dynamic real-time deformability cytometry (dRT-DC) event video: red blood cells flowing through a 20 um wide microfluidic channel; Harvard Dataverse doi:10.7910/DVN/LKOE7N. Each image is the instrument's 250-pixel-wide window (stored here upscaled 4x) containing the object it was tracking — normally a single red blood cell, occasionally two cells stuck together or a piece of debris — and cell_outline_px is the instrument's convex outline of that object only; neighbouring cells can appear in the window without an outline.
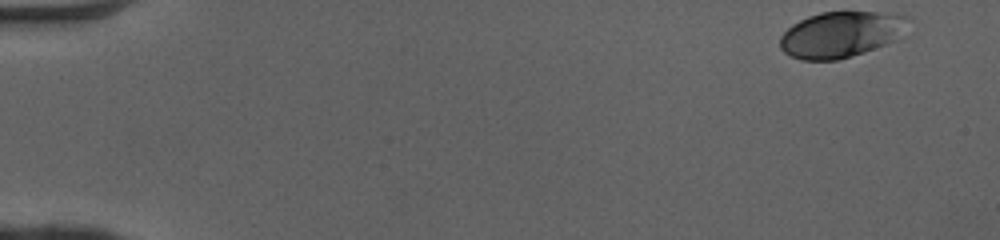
{"species": "human", "species_latin": "Homo sapiens", "temperature_condition": "cold", "stored_images_in_passage": 49, "camera_frame_rate_fps": 3000, "um_per_image_px": 0.085, "donor": {"sex": "female"}, "frame": {"image": 1, "passage_image": 1, "time_ms": 0.0, "image_size_px": [1000, 240], "cell_outline_px": [[912, 20], [896, 40], [888, 44], [864, 52], [836, 60], [800, 60], [784, 52], [780, 48], [780, 36], [792, 24], [808, 16], [820, 12], [880, 12], [908, 16]], "centroid_in_image_um": [71.5, 2.92], "position_along_channel_um": 13.5, "area_um2": 34.39}}
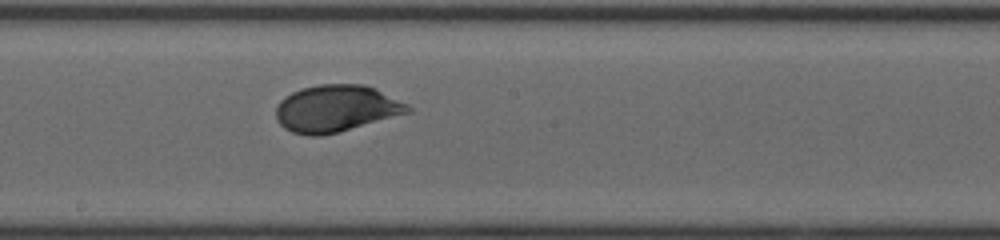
{"frame": {"image": 2, "passage_image": 27, "time_ms": 8.667, "image_size_px": [1000, 240], "cell_outline_px": [[412, 112], [340, 132], [320, 136], [308, 136], [292, 132], [284, 128], [276, 120], [276, 108], [280, 100], [284, 96], [300, 88], [320, 84], [364, 84], [376, 88], [408, 104], [412, 108]], "centroid_in_image_um": [28.58, 9.23], "position_along_channel_um": 219.6, "area_um2": 36.47}}
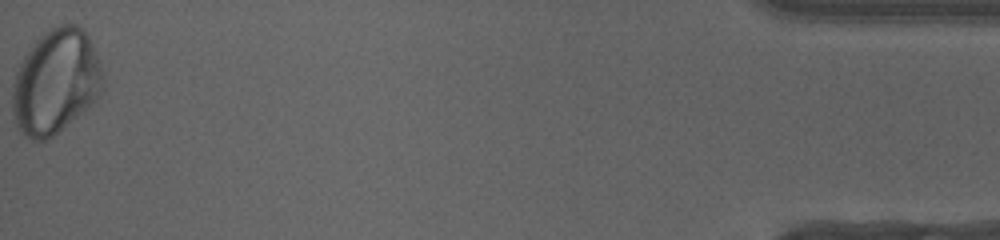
{"frame": {"image": 3, "passage_image": 49, "time_ms": 16.0, "image_size_px": [1000, 240], "cell_outline_px": [[104, 88], [96, 100], [92, 104], [52, 136], [44, 140], [32, 140], [24, 136], [16, 128], [12, 116], [12, 84], [16, 72], [24, 56], [32, 44], [48, 28], [60, 24], [76, 24], [88, 36], [92, 44], [104, 72]], "centroid_in_image_um": [4.72, 6.95], "position_along_channel_um": 430.5, "area_um2": 55.49}, "authors_computed_cell_mechanics": {"area_um2": 35.547, "velocity_mm_per_s": 4.0571, "shape_relaxation_time_tau1_ms": 3.0503, "shape_relaxation_time_tau2_ms": null, "deformation_change_tau1": 0.0991, "deformation_change_tau2": null}}